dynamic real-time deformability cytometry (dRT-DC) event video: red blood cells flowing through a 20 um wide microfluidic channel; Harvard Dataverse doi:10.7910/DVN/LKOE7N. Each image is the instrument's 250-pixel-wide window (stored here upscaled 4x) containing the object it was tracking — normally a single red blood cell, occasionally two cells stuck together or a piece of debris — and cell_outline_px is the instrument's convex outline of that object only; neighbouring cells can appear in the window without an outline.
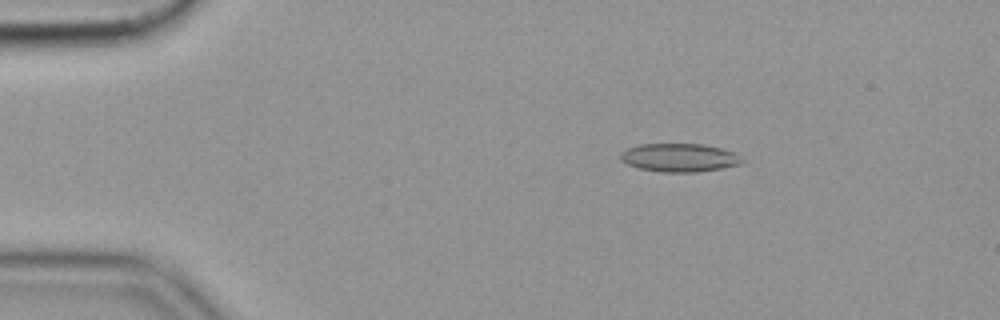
{"species": "common noctule bat (a hibernating species)", "species_latin": "Nyctalus noctula", "temperature_condition": "cold", "stored_images_in_passage": 48, "camera_frame_rate_fps": 3000, "um_per_image_px": 0.085, "animal": {"sex": "female", "body_mass_g": 19.9}, "frame": {"image": 1, "passage_image": 1, "time_ms": 0.0, "image_size_px": [1000, 320], "cell_outline_px": [[744, 160], [740, 164], [720, 168], [696, 172], [660, 172], [640, 168], [628, 164], [620, 160], [620, 152], [628, 148], [640, 144], [700, 144], [720, 148], [736, 152]], "centroid_in_image_um": [57.74, 13.39], "position_along_channel_um": 27.3, "area_um2": 20.0}}
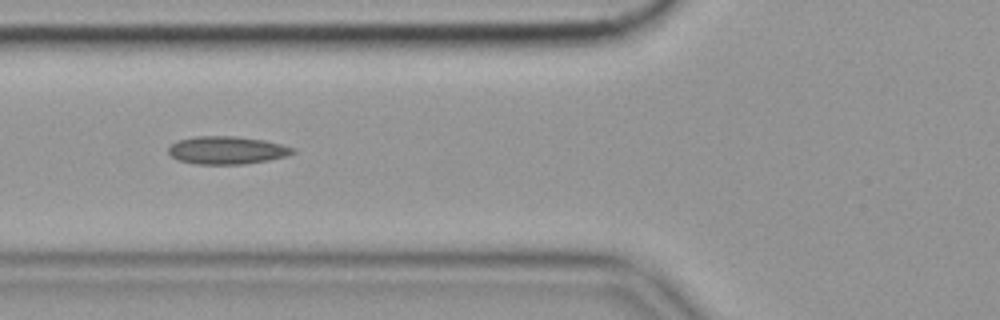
{"frame": {"image": 2, "passage_image": 13, "time_ms": 4.0, "image_size_px": [1000, 320], "cell_outline_px": [[296, 152], [288, 156], [268, 160], [244, 164], [196, 164], [180, 160], [172, 156], [168, 152], [168, 148], [176, 140], [196, 136], [236, 136], [264, 140], [296, 148]], "centroid_in_image_um": [19.31, 12.76], "position_along_channel_um": 106.5, "area_um2": 20.23}}
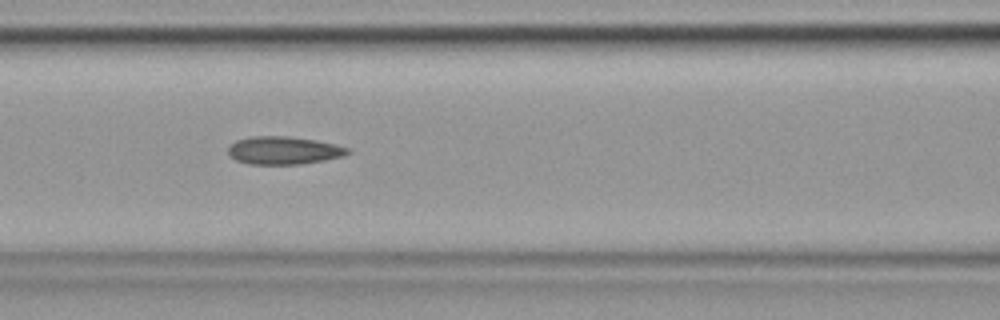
{"frame": {"image": 3, "passage_image": 16, "time_ms": 5.0, "image_size_px": [1000, 320], "cell_outline_px": [[352, 152], [344, 156], [324, 160], [300, 164], [248, 164], [236, 160], [228, 152], [228, 148], [236, 140], [252, 136], [288, 136], [316, 140], [336, 144], [348, 148]], "centroid_in_image_um": [24.14, 12.78], "position_along_channel_um": 142.5, "area_um2": 19.42}, "authors_computed_cell_mechanics": {"area_um2": 19.3919, "velocity_mm_per_s": 3.5681, "shape_relaxation_time_tau1_ms": null, "shape_relaxation_time_tau2_ms": 4.2808, "deformation_change_tau1": null, "deformation_change_tau2": 0.1163}}